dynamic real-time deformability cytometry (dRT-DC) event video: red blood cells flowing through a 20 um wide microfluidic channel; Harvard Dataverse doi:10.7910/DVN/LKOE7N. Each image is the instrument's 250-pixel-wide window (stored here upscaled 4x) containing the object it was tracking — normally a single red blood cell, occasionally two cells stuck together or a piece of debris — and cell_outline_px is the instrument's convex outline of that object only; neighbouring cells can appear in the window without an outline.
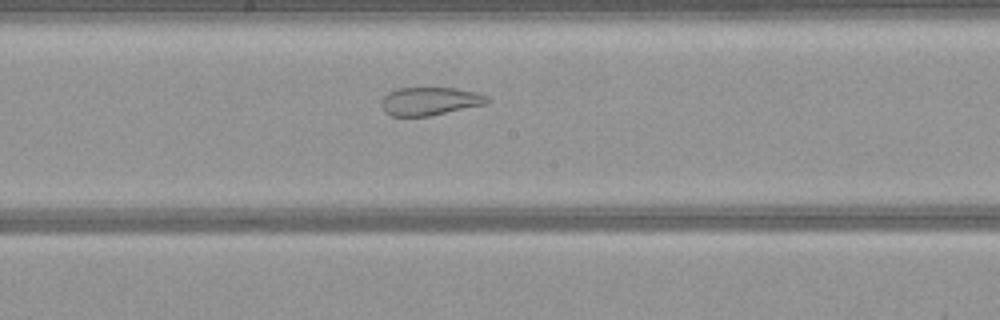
{"species": "common noctule bat (a hibernating species)", "species_latin": "Nyctalus noctula", "temperature_condition": "warm", "stored_images_in_passage": 49, "camera_frame_rate_fps": 3000, "um_per_image_px": 0.085, "animal": {"sex": "female", "body_mass_g": 21.9}, "frame": {"image": 1, "passage_image": 24, "time_ms": 7.667, "image_size_px": [1000, 320], "cell_outline_px": [[492, 100], [488, 104], [428, 116], [392, 116], [384, 112], [380, 104], [380, 100], [388, 92], [396, 88], [456, 88], [476, 92], [488, 96]], "centroid_in_image_um": [36.54, 8.6], "position_along_channel_um": 211.7, "area_um2": 17.63}}
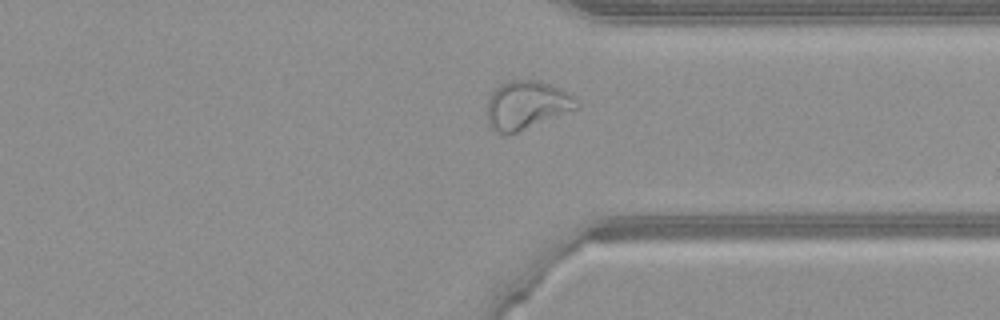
{"frame": {"image": 2, "passage_image": 36, "time_ms": 11.667, "image_size_px": [1000, 320], "cell_outline_px": [[580, 104], [576, 108], [516, 132], [496, 132], [488, 124], [488, 100], [492, 92], [500, 84], [512, 80], [540, 80], [572, 96]], "centroid_in_image_um": [44.71, 8.91], "position_along_channel_um": 366.7, "area_um2": 24.28}}
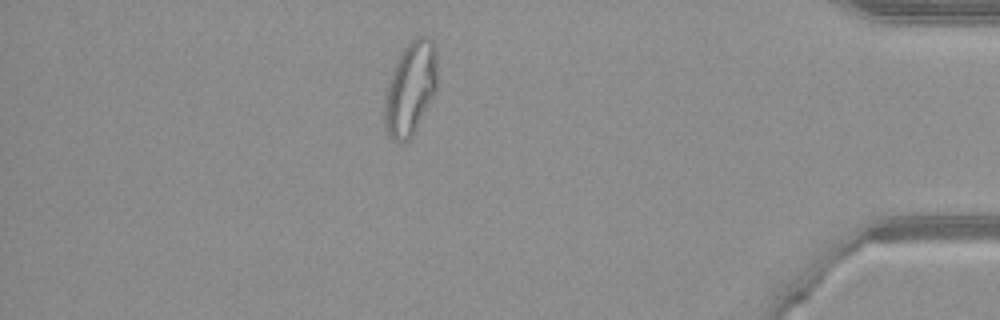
{"frame": {"image": 3, "passage_image": 42, "time_ms": 13.667, "image_size_px": [1000, 320], "cell_outline_px": [[436, 92], [412, 136], [404, 144], [396, 144], [388, 136], [384, 124], [384, 96], [396, 60], [400, 52], [416, 36], [428, 36], [432, 40], [436, 48]], "centroid_in_image_um": [34.87, 7.56], "position_along_channel_um": 400.3, "area_um2": 29.07}}